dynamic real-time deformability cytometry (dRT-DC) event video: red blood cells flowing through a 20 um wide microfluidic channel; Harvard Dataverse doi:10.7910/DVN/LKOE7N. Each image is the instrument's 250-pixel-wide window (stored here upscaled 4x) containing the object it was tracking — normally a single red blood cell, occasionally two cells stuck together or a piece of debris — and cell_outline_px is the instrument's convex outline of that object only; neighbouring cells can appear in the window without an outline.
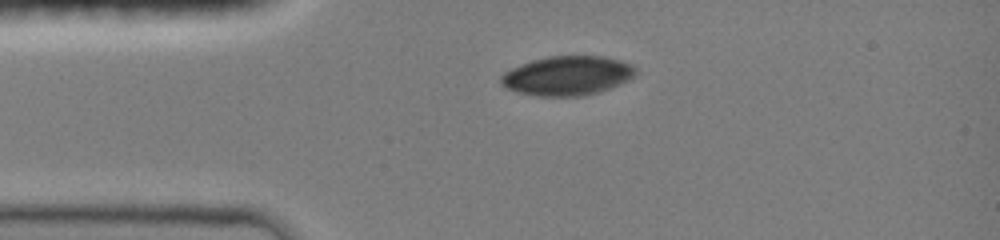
{"species": "common noctule bat (a hibernating species)", "species_latin": "Nyctalus noctula", "temperature_condition": "room temperature", "stored_images_in_passage": 21, "camera_frame_rate_fps": 3000, "um_per_image_px": 0.085, "animal": {"sex": "female", "body_mass_g": 19.0, "forearm_length_mm": 51.5}, "frame": {"image": 1, "passage_image": 1, "time_ms": 0.0, "image_size_px": [1000, 240], "cell_outline_px": [[636, 72], [628, 80], [620, 84], [600, 92], [584, 96], [536, 96], [520, 92], [508, 88], [500, 84], [500, 76], [504, 72], [512, 68], [532, 60], [548, 56], [604, 56], [620, 60], [632, 64], [636, 68]], "centroid_in_image_um": [48.24, 6.43], "position_along_channel_um": 36.8, "area_um2": 30.87}}